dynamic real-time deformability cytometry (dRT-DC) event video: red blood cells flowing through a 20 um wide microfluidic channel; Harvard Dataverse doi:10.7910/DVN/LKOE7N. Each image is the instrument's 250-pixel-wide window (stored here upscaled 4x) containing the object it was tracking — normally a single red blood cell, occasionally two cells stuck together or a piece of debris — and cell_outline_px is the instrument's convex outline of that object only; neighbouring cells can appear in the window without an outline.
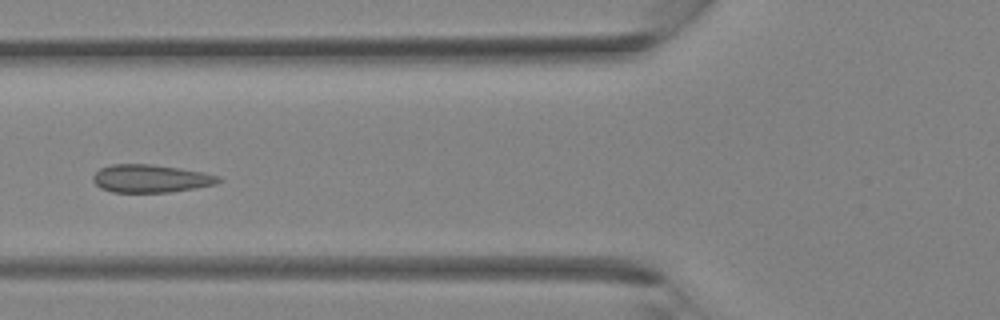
{"species": "Egyptian fruit bat (a non-hibernating species)", "species_latin": "Rousettus aegyptiacus", "temperature_condition": "room temperature", "stored_images_in_passage": 35, "camera_frame_rate_fps": 3000, "um_per_image_px": 0.085, "animal": {"sex": "female"}, "frame": {"image": 1, "passage_image": 14, "time_ms": 4.333, "image_size_px": [1000, 320], "cell_outline_px": [[224, 180], [216, 184], [196, 188], [168, 192], [112, 192], [100, 188], [92, 180], [92, 176], [100, 168], [112, 164], [152, 164], [180, 168], [204, 172], [220, 176]], "centroid_in_image_um": [12.83, 15.17], "position_along_channel_um": 113.0, "area_um2": 20.58}}
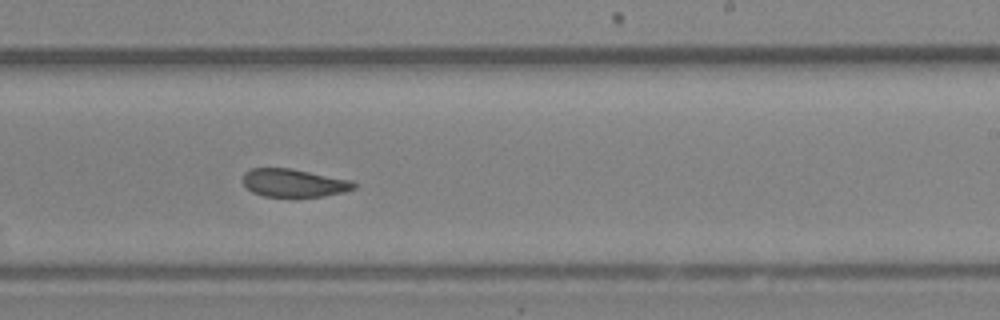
{"frame": {"image": 2, "passage_image": 22, "time_ms": 7.0, "image_size_px": [1000, 320], "cell_outline_px": [[356, 188], [344, 192], [324, 196], [264, 196], [252, 192], [244, 184], [244, 172], [252, 168], [292, 168], [352, 180], [356, 184]], "centroid_in_image_um": [25.01, 15.54], "position_along_channel_um": 264.0, "area_um2": 18.09}}
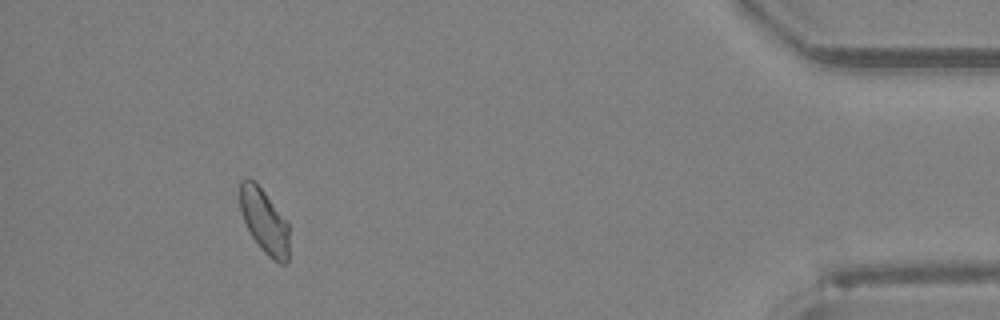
{"frame": {"image": 3, "passage_image": 33, "time_ms": 10.667, "image_size_px": [1000, 320], "cell_outline_px": [[288, 260], [284, 264], [280, 264], [268, 256], [260, 248], [252, 236], [244, 220], [240, 208], [240, 180], [248, 176], [264, 192], [288, 220]], "centroid_in_image_um": [22.48, 18.79], "position_along_channel_um": 412.7, "area_um2": 18.38}}